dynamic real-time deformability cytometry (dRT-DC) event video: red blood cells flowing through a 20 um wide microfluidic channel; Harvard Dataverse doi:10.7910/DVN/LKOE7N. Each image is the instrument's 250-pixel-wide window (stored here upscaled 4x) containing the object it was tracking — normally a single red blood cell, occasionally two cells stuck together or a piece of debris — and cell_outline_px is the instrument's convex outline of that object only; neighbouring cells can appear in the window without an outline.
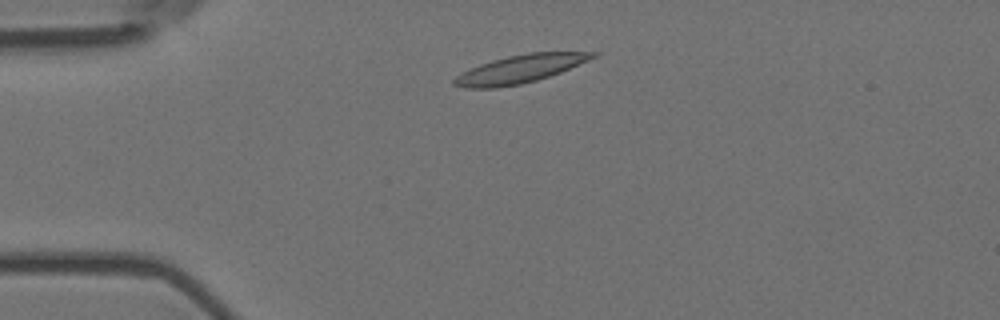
{"species": "Egyptian fruit bat (a non-hibernating species)", "species_latin": "Rousettus aegyptiacus", "temperature_condition": "room temperature", "stored_images_in_passage": 3, "camera_frame_rate_fps": 3000, "um_per_image_px": 0.085, "animal": {"sex": "female"}, "frame": {"image": 1, "passage_image": 2, "time_ms": 0.333, "image_size_px": [1000, 320], "cell_outline_px": [[600, 56], [560, 72], [536, 80], [520, 84], [496, 88], [464, 88], [452, 84], [452, 80], [456, 76], [480, 64], [492, 60], [508, 56], [528, 52], [600, 52]], "centroid_in_image_um": [44.23, 5.86], "position_along_channel_um": 40.8, "area_um2": 22.54}}